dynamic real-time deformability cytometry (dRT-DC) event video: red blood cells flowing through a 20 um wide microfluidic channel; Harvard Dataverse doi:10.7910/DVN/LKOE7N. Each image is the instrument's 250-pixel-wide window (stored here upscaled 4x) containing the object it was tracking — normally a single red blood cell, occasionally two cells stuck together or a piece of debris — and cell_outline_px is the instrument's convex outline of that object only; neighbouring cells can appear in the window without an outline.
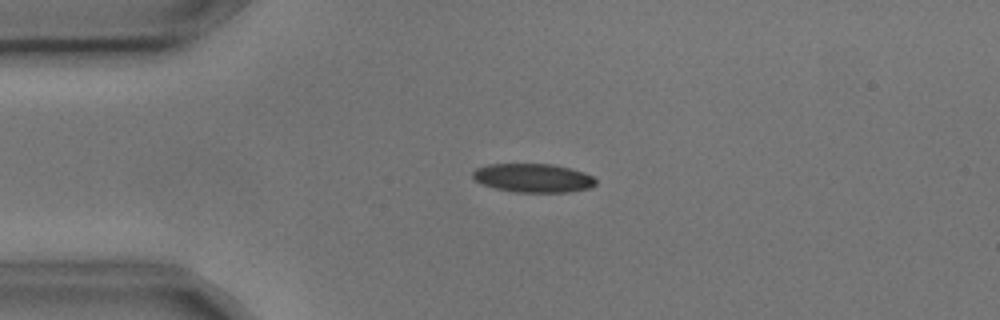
{"species": "common noctule bat (a hibernating species)", "species_latin": "Nyctalus noctula", "temperature_condition": "cold", "stored_images_in_passage": 2, "camera_frame_rate_fps": 3000, "um_per_image_px": 0.085, "animal": {"sex": "male", "body_mass_g": 17.9, "forearm_length_mm": 54.2}, "frame": {"image": 1, "passage_image": 1, "time_ms": 0.0, "image_size_px": [1000, 320], "cell_outline_px": [[596, 184], [588, 188], [568, 192], [516, 192], [496, 188], [480, 184], [472, 176], [472, 172], [476, 168], [488, 164], [552, 164], [584, 172], [592, 176], [596, 180]], "centroid_in_image_um": [45.29, 15.12], "position_along_channel_um": 39.7, "area_um2": 20.52}}